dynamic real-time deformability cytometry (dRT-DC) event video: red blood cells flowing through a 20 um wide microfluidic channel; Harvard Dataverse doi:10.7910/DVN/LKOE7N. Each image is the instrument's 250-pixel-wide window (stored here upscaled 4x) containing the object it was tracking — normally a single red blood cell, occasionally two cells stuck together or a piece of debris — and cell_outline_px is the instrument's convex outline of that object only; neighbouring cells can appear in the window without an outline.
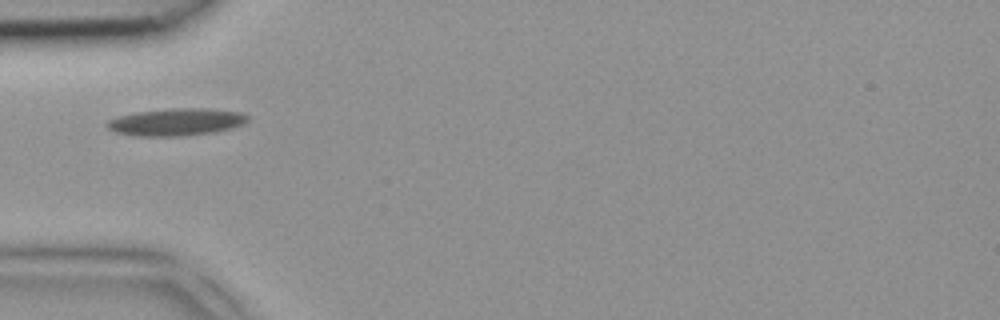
{"species": "common noctule bat (a hibernating species)", "species_latin": "Nyctalus noctula", "temperature_condition": "room temperature", "stored_images_in_passage": 3, "camera_frame_rate_fps": 3000, "um_per_image_px": 0.085, "animal": {"sex": "female", "body_mass_g": 18.4}, "frame": {"image": 1, "passage_image": 3, "time_ms": 0.667, "image_size_px": [1000, 320], "cell_outline_px": [[248, 120], [244, 124], [232, 128], [212, 132], [184, 136], [136, 136], [112, 132], [104, 124], [108, 120], [120, 116], [136, 112], [176, 108], [204, 108], [240, 112], [248, 116]], "centroid_in_image_um": [14.95, 10.38], "position_along_channel_um": 70.0, "area_um2": 22.37}}